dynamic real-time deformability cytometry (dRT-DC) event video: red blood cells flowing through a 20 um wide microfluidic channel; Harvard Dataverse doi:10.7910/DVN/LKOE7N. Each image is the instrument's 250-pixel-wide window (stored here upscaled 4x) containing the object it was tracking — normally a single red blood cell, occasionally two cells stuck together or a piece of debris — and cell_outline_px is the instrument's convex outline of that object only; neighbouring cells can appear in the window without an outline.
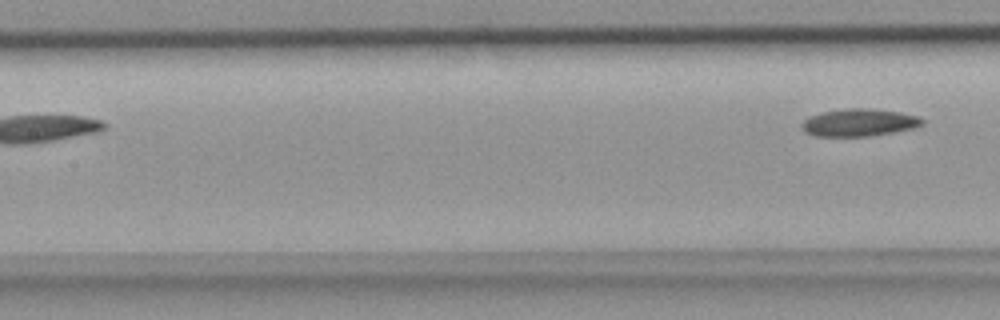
{"species": "common noctule bat (a hibernating species)", "species_latin": "Nyctalus noctula", "temperature_condition": "room temperature", "stored_images_in_passage": 8, "camera_frame_rate_fps": 3000, "um_per_image_px": 0.085, "animal": {"sex": "female", "body_mass_g": 18.4}, "frame": {"image": 1, "passage_image": 8, "time_ms": 2.333, "image_size_px": [1000, 320], "cell_outline_px": [[924, 124], [912, 128], [892, 132], [868, 136], [812, 136], [804, 132], [800, 124], [808, 116], [824, 112], [844, 108], [868, 108], [900, 112], [920, 116], [924, 120]], "centroid_in_image_um": [73.0, 10.41], "position_along_channel_um": 134.4, "area_um2": 19.36}}